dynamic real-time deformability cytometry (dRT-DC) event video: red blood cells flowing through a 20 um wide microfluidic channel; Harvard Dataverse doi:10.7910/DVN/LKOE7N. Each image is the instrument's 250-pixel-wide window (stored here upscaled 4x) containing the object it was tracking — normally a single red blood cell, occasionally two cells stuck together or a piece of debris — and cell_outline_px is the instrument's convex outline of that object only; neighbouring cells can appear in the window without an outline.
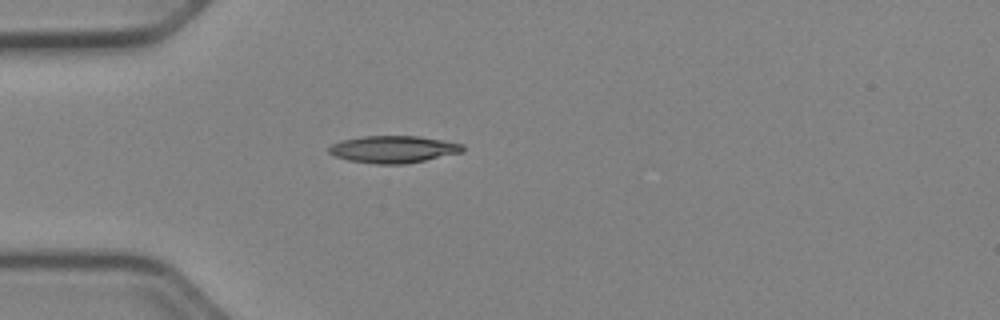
{"species": "Egyptian fruit bat (a non-hibernating species)", "species_latin": "Rousettus aegyptiacus", "temperature_condition": "cold", "stored_images_in_passage": 38, "camera_frame_rate_fps": 3000, "um_per_image_px": 0.085, "animal": {"sex": "female"}, "frame": {"image": 1, "passage_image": 1, "time_ms": 0.0, "image_size_px": [1000, 320], "cell_outline_px": [[464, 152], [404, 164], [376, 164], [348, 160], [336, 156], [328, 152], [328, 148], [332, 144], [340, 140], [360, 136], [420, 136], [464, 144]], "centroid_in_image_um": [33.43, 12.68], "position_along_channel_um": 51.6, "area_um2": 21.21}}
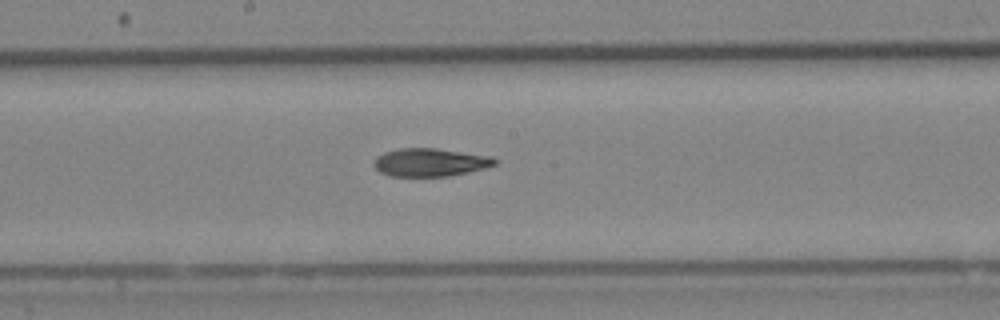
{"frame": {"image": 2, "passage_image": 14, "time_ms": 4.333, "image_size_px": [1000, 320], "cell_outline_px": [[496, 164], [484, 168], [468, 172], [448, 176], [388, 176], [380, 172], [372, 164], [376, 156], [384, 152], [400, 148], [436, 148], [492, 156], [496, 160]], "centroid_in_image_um": [36.53, 13.79], "position_along_channel_um": 211.7, "area_um2": 19.83}}
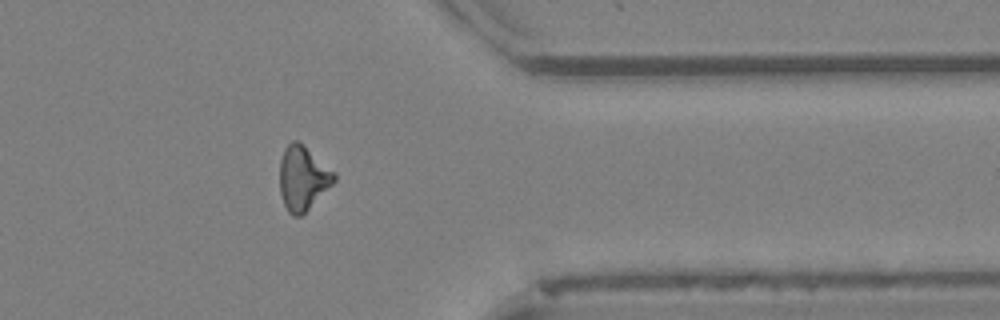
{"frame": {"image": 3, "passage_image": 28, "time_ms": 9.0, "image_size_px": [1000, 320], "cell_outline_px": [[336, 180], [300, 216], [292, 216], [288, 212], [284, 204], [280, 192], [280, 160], [284, 148], [292, 140], [300, 140], [336, 172]], "centroid_in_image_um": [25.74, 15.08], "position_along_channel_um": 385.7, "area_um2": 20.46}, "authors_computed_cell_mechanics": {"area_um2": 19.9988, "velocity_mm_per_s": 3.9644, "shape_relaxation_time_tau1_ms": 5.9995, "shape_relaxation_time_tau2_ms": null, "deformation_change_tau1": 0.1708, "deformation_change_tau2": null}}